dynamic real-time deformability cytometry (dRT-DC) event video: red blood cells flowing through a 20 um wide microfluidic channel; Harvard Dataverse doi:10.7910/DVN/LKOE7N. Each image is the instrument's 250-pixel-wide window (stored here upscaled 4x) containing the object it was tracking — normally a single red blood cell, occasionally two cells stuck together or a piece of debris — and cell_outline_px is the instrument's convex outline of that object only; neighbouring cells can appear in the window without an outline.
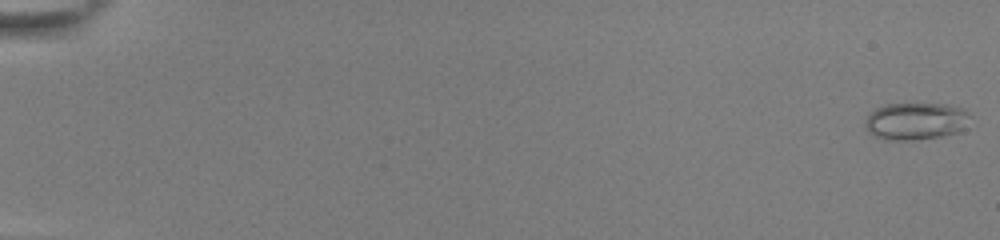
{"species": "common noctule bat (a hibernating species)", "species_latin": "Nyctalus noctula", "temperature_condition": "room temperature", "stored_images_in_passage": 22, "camera_frame_rate_fps": 3000, "um_per_image_px": 0.085, "animal": {"sex": "female", "body_mass_g": 22.0, "forearm_length_mm": 56.7}, "frame": {"image": 1, "passage_image": 1, "time_ms": 0.0, "image_size_px": [1000, 240], "cell_outline_px": [[972, 116], [964, 128], [960, 132], [944, 136], [912, 140], [884, 140], [868, 132], [864, 124], [868, 116], [876, 108], [884, 104], [948, 104], [960, 108]], "centroid_in_image_um": [77.85, 10.31], "position_along_channel_um": 7.1, "area_um2": 22.89}}